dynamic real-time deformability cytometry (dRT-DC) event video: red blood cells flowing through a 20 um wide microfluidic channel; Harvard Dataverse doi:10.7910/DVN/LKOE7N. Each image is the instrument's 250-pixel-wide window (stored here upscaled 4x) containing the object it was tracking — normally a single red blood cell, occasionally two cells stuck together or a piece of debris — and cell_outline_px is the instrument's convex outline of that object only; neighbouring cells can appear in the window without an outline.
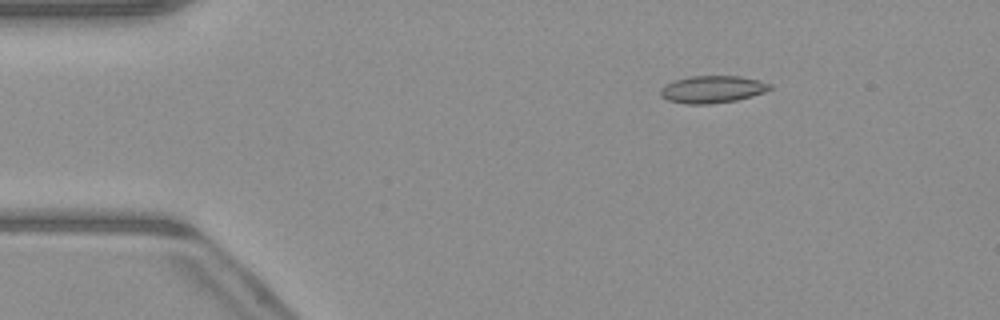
{"species": "common noctule bat (a hibernating species)", "species_latin": "Nyctalus noctula", "temperature_condition": "warm", "stored_images_in_passage": 51, "camera_frame_rate_fps": 3000, "um_per_image_px": 0.085, "animal": {"sex": "male", "body_mass_g": 23.1, "forearm_length_mm": 52.7}, "frame": {"image": 1, "passage_image": 8, "time_ms": 2.333, "image_size_px": [1000, 320], "cell_outline_px": [[772, 88], [764, 92], [752, 96], [736, 100], [708, 104], [684, 104], [668, 100], [660, 96], [660, 88], [664, 84], [672, 80], [688, 76], [740, 76], [760, 80], [772, 84]], "centroid_in_image_um": [60.52, 7.58], "position_along_channel_um": 24.5, "area_um2": 17.63}}
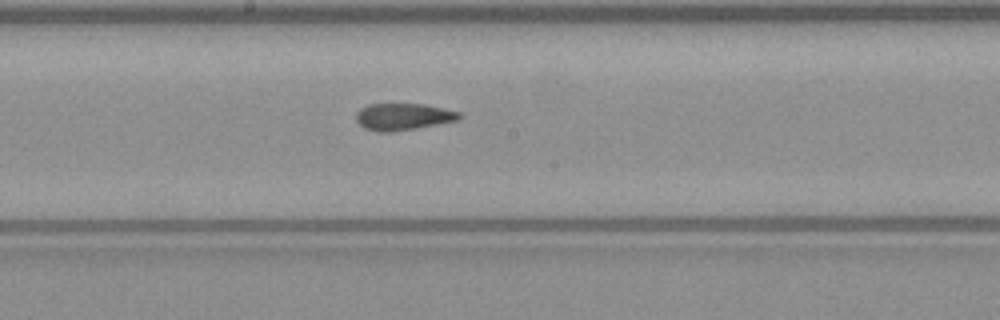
{"frame": {"image": 2, "passage_image": 27, "time_ms": 8.667, "image_size_px": [1000, 320], "cell_outline_px": [[464, 116], [460, 120], [416, 128], [388, 132], [376, 132], [364, 128], [356, 120], [356, 112], [360, 108], [368, 104], [424, 104], [444, 108], [460, 112]], "centroid_in_image_um": [34.29, 9.92], "position_along_channel_um": 213.9, "area_um2": 16.3}}
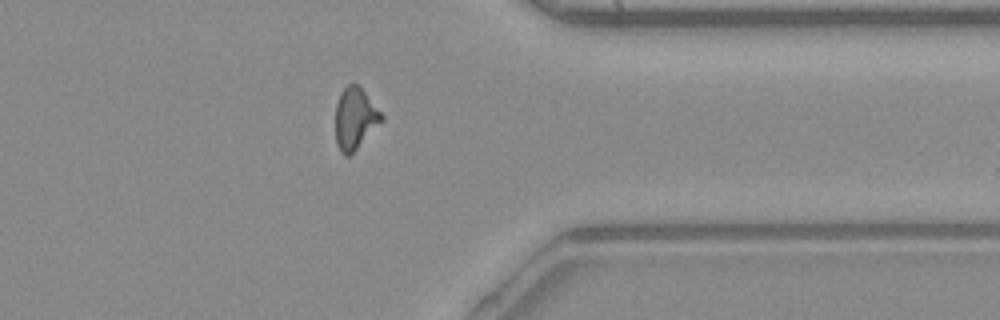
{"frame": {"image": 3, "passage_image": 40, "time_ms": 13.0, "image_size_px": [1000, 320], "cell_outline_px": [[384, 120], [348, 156], [344, 156], [340, 152], [336, 140], [336, 104], [340, 92], [348, 84], [360, 84], [384, 116]], "centroid_in_image_um": [30.19, 10.03], "position_along_channel_um": 381.2, "area_um2": 16.53}, "authors_computed_cell_mechanics": {"area_um2": 16.5886, "velocity_mm_per_s": 4.1048, "shape_relaxation_time_tau1_ms": null, "shape_relaxation_time_tau2_ms": 2.4528, "deformation_change_tau1": null, "deformation_change_tau2": 0.0957}}